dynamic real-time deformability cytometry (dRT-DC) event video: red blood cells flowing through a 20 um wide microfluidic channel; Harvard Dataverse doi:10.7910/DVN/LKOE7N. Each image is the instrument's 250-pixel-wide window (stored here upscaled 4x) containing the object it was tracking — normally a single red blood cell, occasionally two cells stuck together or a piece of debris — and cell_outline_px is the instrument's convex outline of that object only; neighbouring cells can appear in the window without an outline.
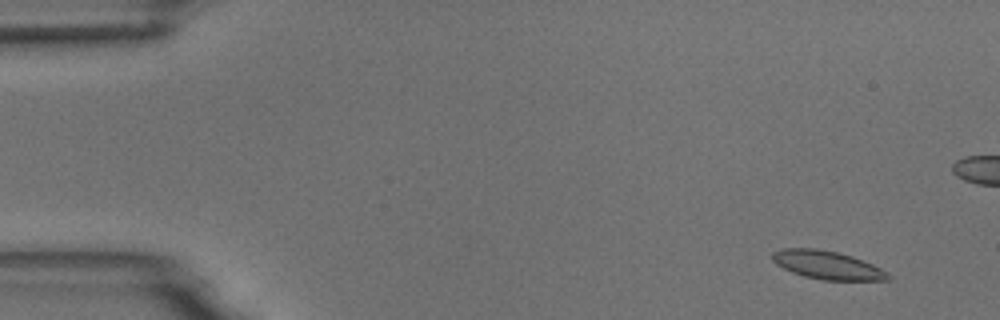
{"species": "common noctule bat (a hibernating species)", "species_latin": "Nyctalus noctula", "temperature_condition": "room temperature", "stored_images_in_passage": 7, "camera_frame_rate_fps": 3000, "um_per_image_px": 0.085, "animal": {"sex": "male", "body_mass_g": 18.8}, "frame": {"image": 1, "passage_image": 2, "time_ms": 1.0, "image_size_px": [1000, 320], "cell_outline_px": [[892, 276], [888, 280], [820, 280], [804, 276], [792, 272], [776, 264], [772, 260], [772, 252], [784, 248], [816, 248], [836, 252], [852, 256], [872, 264], [888, 272]], "centroid_in_image_um": [70.32, 22.53], "position_along_channel_um": 14.7, "area_um2": 19.07}}